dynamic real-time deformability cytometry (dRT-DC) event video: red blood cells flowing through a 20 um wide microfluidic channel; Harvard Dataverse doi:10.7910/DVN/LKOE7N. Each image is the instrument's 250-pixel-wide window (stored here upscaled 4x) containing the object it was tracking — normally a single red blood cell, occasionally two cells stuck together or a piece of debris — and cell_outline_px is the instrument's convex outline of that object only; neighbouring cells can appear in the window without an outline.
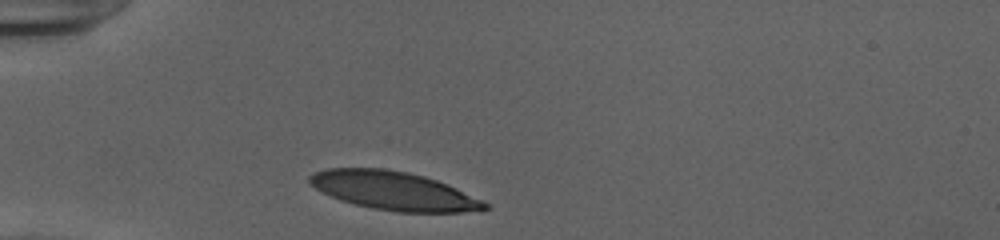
{"species": "human", "species_latin": "Homo sapiens", "temperature_condition": "cold", "stored_images_in_passage": 29, "camera_frame_rate_fps": 3000, "um_per_image_px": 0.085, "donor": {"sex": "female"}, "frame": {"image": 1, "passage_image": 1, "time_ms": 0.0, "image_size_px": [1000, 240], "cell_outline_px": [[488, 208], [460, 212], [400, 212], [372, 208], [340, 200], [308, 184], [308, 176], [316, 172], [328, 168], [384, 168], [408, 172], [424, 176], [448, 184], [484, 200], [488, 204]], "centroid_in_image_um": [33.47, 16.21], "position_along_channel_um": 51.5, "area_um2": 39.07}}
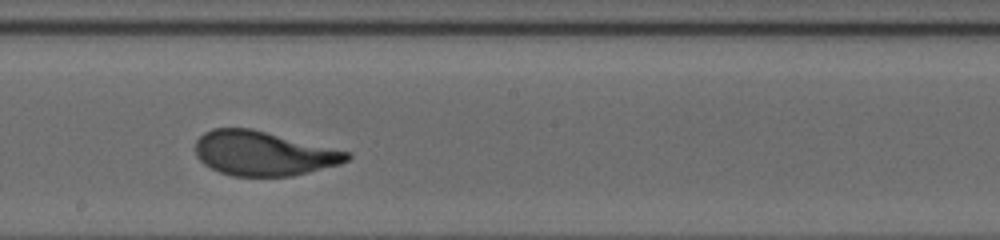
{"frame": {"image": 2, "passage_image": 16, "time_ms": 5.0, "image_size_px": [1000, 240], "cell_outline_px": [[352, 156], [348, 160], [340, 164], [292, 176], [232, 176], [220, 172], [204, 164], [196, 156], [196, 140], [204, 132], [212, 128], [252, 128], [352, 152]], "centroid_in_image_um": [22.41, 13.03], "position_along_channel_um": 225.8, "area_um2": 39.42}}
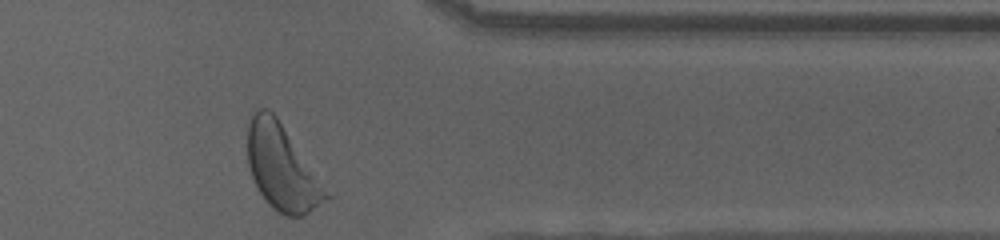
{"frame": {"image": 3, "passage_image": 29, "time_ms": 9.333, "image_size_px": [1000, 240], "cell_outline_px": [[332, 196], [308, 212], [300, 216], [284, 216], [276, 212], [268, 204], [260, 192], [252, 176], [248, 164], [248, 124], [252, 116], [260, 108], [268, 108], [276, 116]], "centroid_in_image_um": [23.96, 14.27], "position_along_channel_um": 387.4, "area_um2": 38.32}, "authors_computed_cell_mechanics": {"area_um2": 39.304, "velocity_mm_per_s": 3.9189, "shape_relaxation_time_tau1_ms": 3.0258, "shape_relaxation_time_tau2_ms": null, "deformation_change_tau1": 0.2145, "deformation_change_tau2": null}}